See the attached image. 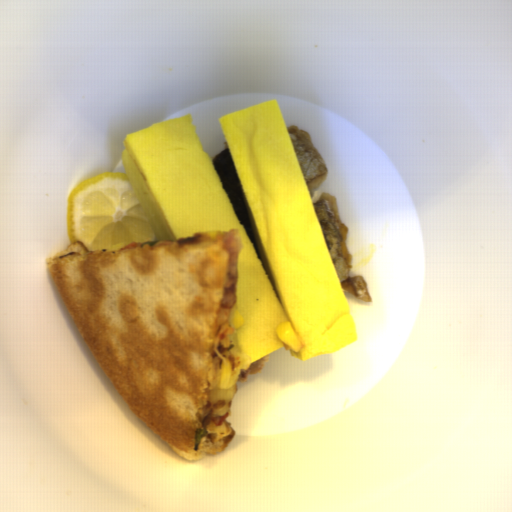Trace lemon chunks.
I'll return each mask as SVG.
<instances>
[{
  "label": "lemon chunks",
  "instance_id": "e0be4373",
  "mask_svg": "<svg viewBox=\"0 0 512 512\" xmlns=\"http://www.w3.org/2000/svg\"><path fill=\"white\" fill-rule=\"evenodd\" d=\"M70 244L119 250L129 243L158 241L127 173H102L73 187L65 204Z\"/></svg>",
  "mask_w": 512,
  "mask_h": 512
}]
</instances>
